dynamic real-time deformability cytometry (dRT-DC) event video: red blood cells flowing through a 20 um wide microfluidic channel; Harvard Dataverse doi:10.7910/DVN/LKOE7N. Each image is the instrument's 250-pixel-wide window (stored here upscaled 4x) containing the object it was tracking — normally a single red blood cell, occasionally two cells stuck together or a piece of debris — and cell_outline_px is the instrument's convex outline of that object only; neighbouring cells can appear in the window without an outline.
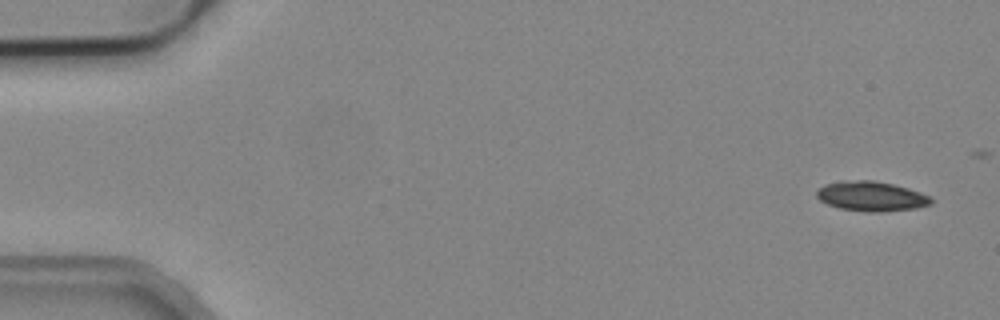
{"species": "common noctule bat (a hibernating species)", "species_latin": "Nyctalus noctula", "temperature_condition": "cold", "stored_images_in_passage": 5, "camera_frame_rate_fps": 3000, "um_per_image_px": 0.085, "animal": {"sex": "male", "body_mass_g": 19.2, "forearm_length_mm": 51.8}, "frame": {"image": 1, "passage_image": 1, "time_ms": 0.0, "image_size_px": [1000, 320], "cell_outline_px": [[932, 204], [916, 208], [880, 212], [868, 212], [840, 208], [828, 204], [820, 200], [816, 196], [816, 192], [820, 188], [828, 184], [840, 180], [872, 180], [892, 184], [908, 188], [932, 196]], "centroid_in_image_um": [74.09, 16.68], "position_along_channel_um": 10.9, "area_um2": 19.83}}
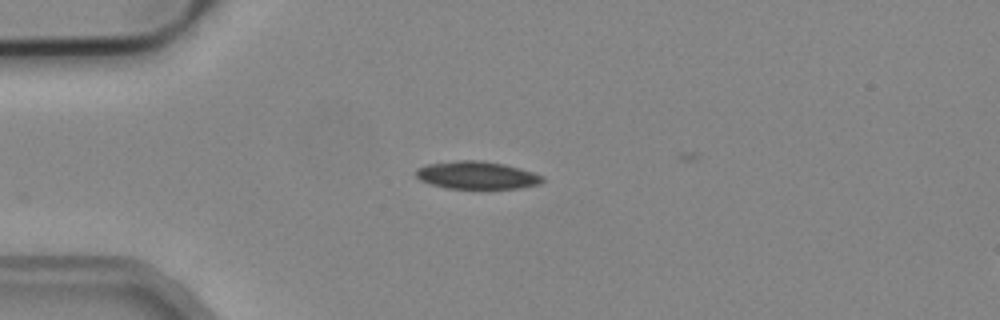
{"frame": {"image": 2, "passage_image": 4, "time_ms": 1.0, "image_size_px": [1000, 320], "cell_outline_px": [[544, 180], [540, 184], [520, 188], [448, 188], [432, 184], [420, 180], [416, 176], [416, 168], [428, 164], [460, 160], [480, 160], [504, 164], [532, 172], [544, 176]], "centroid_in_image_um": [40.54, 14.89], "position_along_channel_um": 44.5, "area_um2": 20.23}}